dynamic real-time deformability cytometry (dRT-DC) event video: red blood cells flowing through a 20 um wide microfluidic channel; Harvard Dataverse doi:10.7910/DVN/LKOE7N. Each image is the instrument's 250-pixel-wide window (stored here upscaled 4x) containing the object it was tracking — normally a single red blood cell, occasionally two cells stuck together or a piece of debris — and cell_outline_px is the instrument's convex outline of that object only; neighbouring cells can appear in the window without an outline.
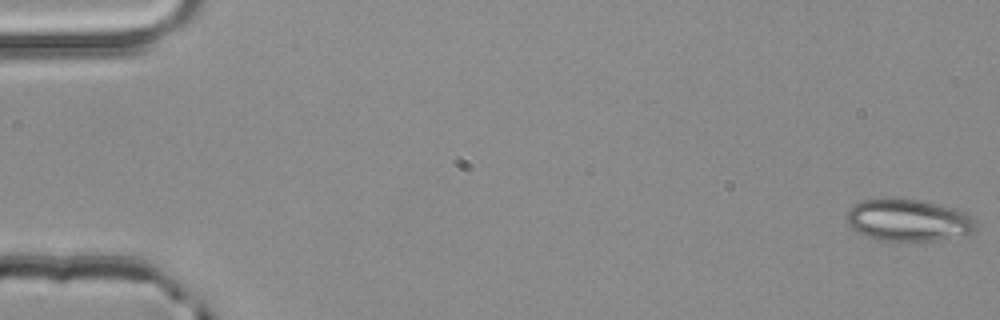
{"species": "common noctule bat (a hibernating species)", "species_latin": "Nyctalus noctula", "temperature_condition": "room temperature", "stored_images_in_passage": 4, "camera_frame_rate_fps": 3000, "um_per_image_px": 0.085, "animal": {"sex": "male", "body_mass_g": 20.4}, "frame": {"image": 1, "passage_image": 1, "time_ms": 0.0, "image_size_px": [1000, 320], "cell_outline_px": [[976, 228], [972, 232], [936, 240], [900, 244], [876, 240], [864, 236], [852, 228], [848, 224], [844, 216], [848, 208], [864, 200], [920, 200], [940, 204], [964, 212], [976, 224]], "centroid_in_image_um": [77.12, 18.77], "position_along_channel_um": 7.9, "area_um2": 31.79}}